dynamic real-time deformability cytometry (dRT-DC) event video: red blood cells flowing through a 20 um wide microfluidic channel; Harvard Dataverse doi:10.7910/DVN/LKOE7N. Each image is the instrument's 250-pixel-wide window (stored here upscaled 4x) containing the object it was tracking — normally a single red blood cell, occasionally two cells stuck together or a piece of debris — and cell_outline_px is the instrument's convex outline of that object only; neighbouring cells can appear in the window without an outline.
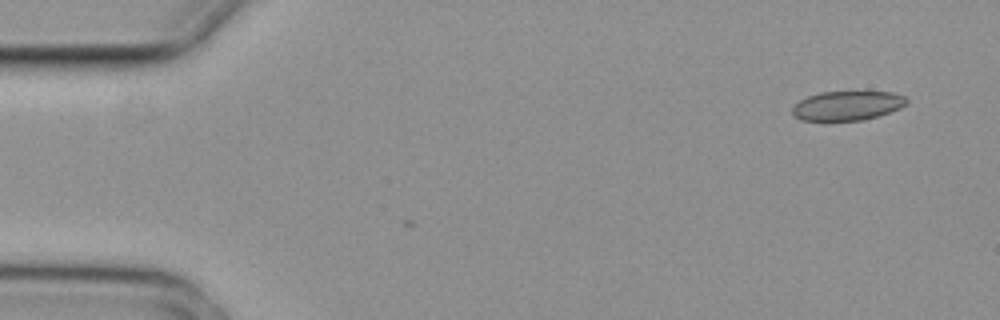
{"species": "common noctule bat (a hibernating species)", "species_latin": "Nyctalus noctula", "temperature_condition": "cold", "stored_images_in_passage": 2, "camera_frame_rate_fps": 3000, "um_per_image_px": 0.085, "animal": {"sex": "female", "body_mass_g": 29.2, "forearm_length_mm": 56.3}, "frame": {"image": 1, "passage_image": 2, "time_ms": 0.333, "image_size_px": [1000, 320], "cell_outline_px": [[908, 100], [900, 108], [864, 120], [800, 120], [792, 116], [792, 104], [808, 96], [820, 92], [892, 92], [904, 96]], "centroid_in_image_um": [71.95, 8.98], "position_along_channel_um": 13.0, "area_um2": 19.42}}